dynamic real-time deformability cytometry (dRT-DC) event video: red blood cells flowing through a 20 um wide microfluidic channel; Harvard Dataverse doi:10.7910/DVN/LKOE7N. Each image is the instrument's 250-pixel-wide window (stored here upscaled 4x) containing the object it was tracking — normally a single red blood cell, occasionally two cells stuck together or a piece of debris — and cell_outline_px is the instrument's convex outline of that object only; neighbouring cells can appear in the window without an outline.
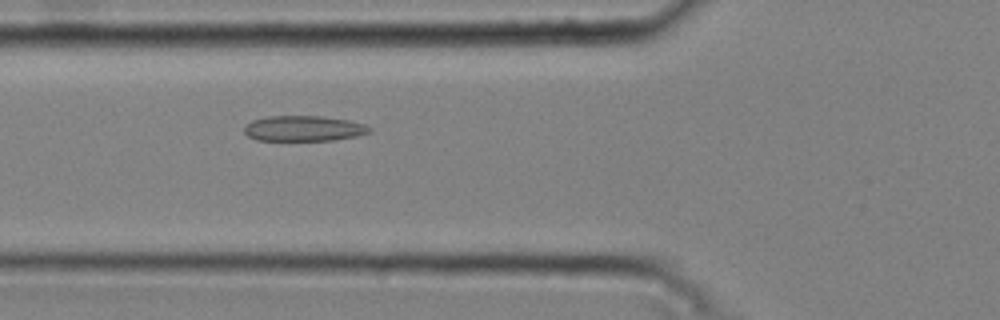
{"species": "common noctule bat (a hibernating species)", "species_latin": "Nyctalus noctula", "temperature_condition": "cold", "stored_images_in_passage": 46, "camera_frame_rate_fps": 3000, "um_per_image_px": 0.085, "animal": {"sex": "male", "body_mass_g": 20.4}, "frame": {"image": 1, "passage_image": 19, "time_ms": 6.0, "image_size_px": [1000, 320], "cell_outline_px": [[372, 132], [356, 136], [332, 140], [256, 140], [248, 136], [244, 132], [244, 124], [252, 120], [268, 116], [324, 116], [348, 120], [364, 124], [372, 128]], "centroid_in_image_um": [25.8, 10.91], "position_along_channel_um": 100.0, "area_um2": 18.67}}
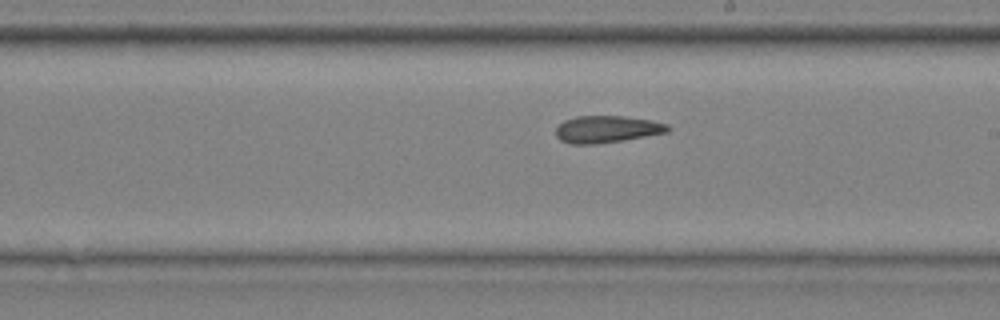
{"frame": {"image": 2, "passage_image": 30, "time_ms": 9.667, "image_size_px": [1000, 320], "cell_outline_px": [[672, 128], [668, 132], [624, 140], [596, 144], [568, 144], [560, 140], [556, 136], [556, 128], [564, 120], [576, 116], [624, 116], [652, 120], [668, 124]], "centroid_in_image_um": [51.59, 10.98], "position_along_channel_um": 237.4, "area_um2": 17.8}}
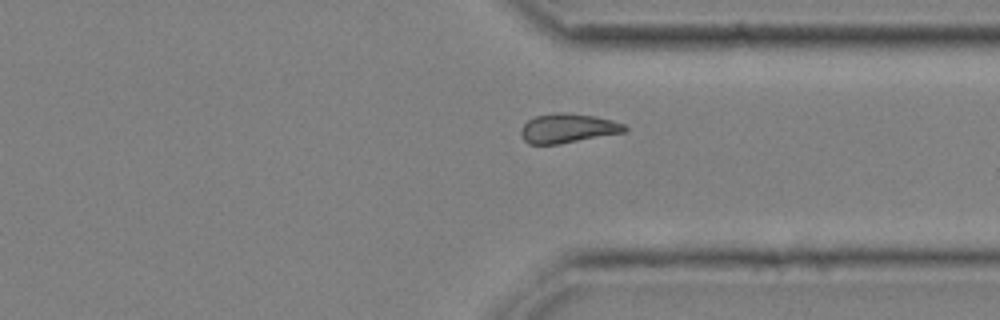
{"frame": {"image": 3, "passage_image": 40, "time_ms": 13.0, "image_size_px": [1000, 320], "cell_outline_px": [[628, 128], [624, 132], [560, 144], [528, 144], [524, 140], [520, 132], [524, 124], [528, 120], [536, 116], [552, 112], [564, 112], [596, 116], [612, 120], [624, 124]], "centroid_in_image_um": [48.26, 10.89], "position_along_channel_um": 363.1, "area_um2": 17.74}, "authors_computed_cell_mechanics": {"area_um2": 18.5249, "velocity_mm_per_s": 3.746, "shape_relaxation_time_tau1_ms": 4.6048, "shape_relaxation_time_tau2_ms": 2.0887, "deformation_change_tau1": 0.0857, "deformation_change_tau2": 0.0967}}